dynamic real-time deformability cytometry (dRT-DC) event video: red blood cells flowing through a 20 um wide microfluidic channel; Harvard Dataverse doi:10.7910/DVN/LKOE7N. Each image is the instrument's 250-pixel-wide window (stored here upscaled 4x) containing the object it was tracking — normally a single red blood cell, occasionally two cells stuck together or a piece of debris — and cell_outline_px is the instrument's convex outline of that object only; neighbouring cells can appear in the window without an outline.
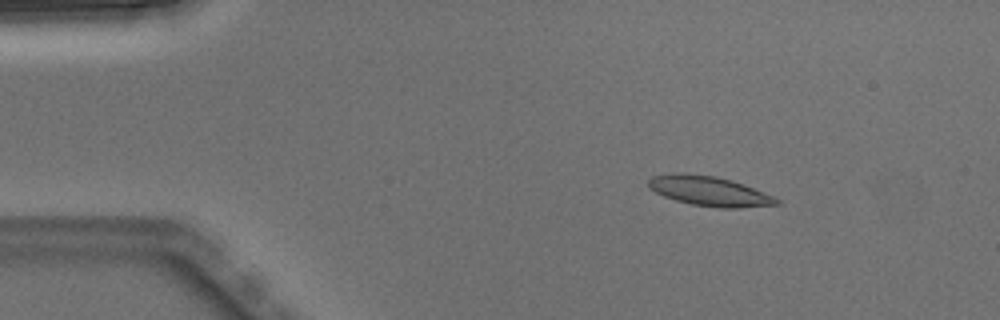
{"species": "Egyptian fruit bat (a non-hibernating species)", "species_latin": "Rousettus aegyptiacus", "temperature_condition": "warm", "stored_images_in_passage": 7, "camera_frame_rate_fps": 3000, "um_per_image_px": 0.085, "animal": {"sex": "male"}, "frame": {"image": 1, "passage_image": 2, "time_ms": 0.333, "image_size_px": [1000, 320], "cell_outline_px": [[780, 204], [740, 208], [720, 208], [692, 204], [676, 200], [664, 196], [648, 188], [648, 180], [652, 176], [676, 172], [680, 172], [716, 176], [732, 180], [744, 184], [776, 196], [780, 200]], "centroid_in_image_um": [60.32, 16.23], "position_along_channel_um": 24.7, "area_um2": 22.43}}
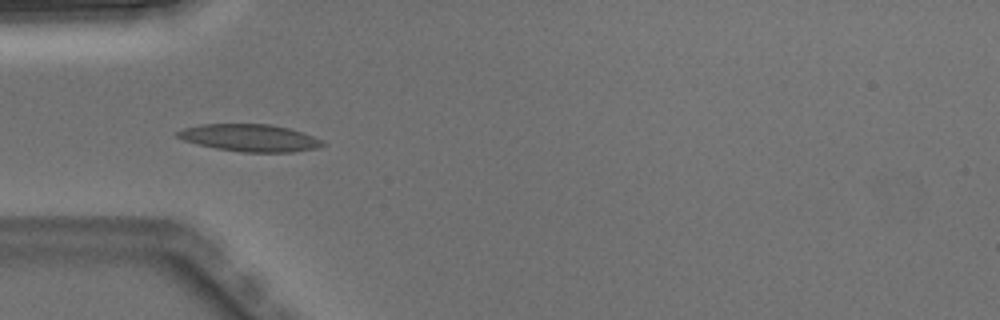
{"frame": {"image": 2, "passage_image": 4, "time_ms": 1.0, "image_size_px": [1000, 320], "cell_outline_px": [[328, 144], [316, 148], [292, 152], [244, 152], [216, 148], [196, 144], [184, 140], [176, 136], [176, 132], [184, 128], [200, 124], [268, 124], [288, 128], [304, 132], [324, 140]], "centroid_in_image_um": [21.27, 11.72], "position_along_channel_um": 63.7, "area_um2": 23.12}}
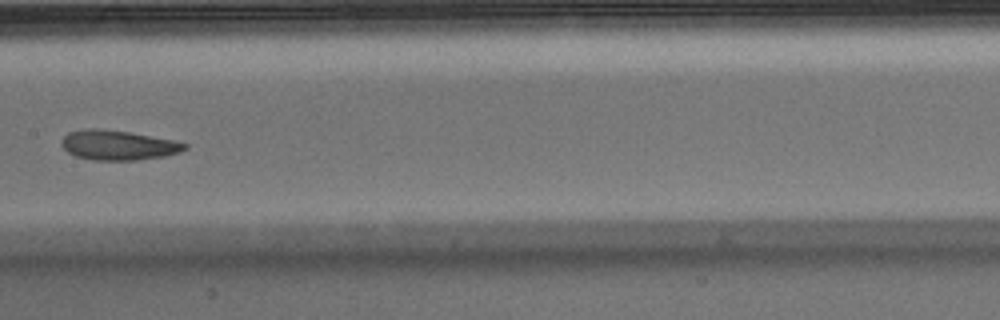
{"frame": {"image": 3, "passage_image": 7, "time_ms": 2.0, "image_size_px": [1000, 320], "cell_outline_px": [[188, 148], [180, 152], [164, 156], [136, 160], [92, 160], [76, 156], [68, 152], [64, 148], [64, 136], [68, 132], [88, 128], [96, 128], [128, 132], [172, 140], [188, 144]], "centroid_in_image_um": [10.06, 12.34], "position_along_channel_um": 197.3, "area_um2": 21.04}}